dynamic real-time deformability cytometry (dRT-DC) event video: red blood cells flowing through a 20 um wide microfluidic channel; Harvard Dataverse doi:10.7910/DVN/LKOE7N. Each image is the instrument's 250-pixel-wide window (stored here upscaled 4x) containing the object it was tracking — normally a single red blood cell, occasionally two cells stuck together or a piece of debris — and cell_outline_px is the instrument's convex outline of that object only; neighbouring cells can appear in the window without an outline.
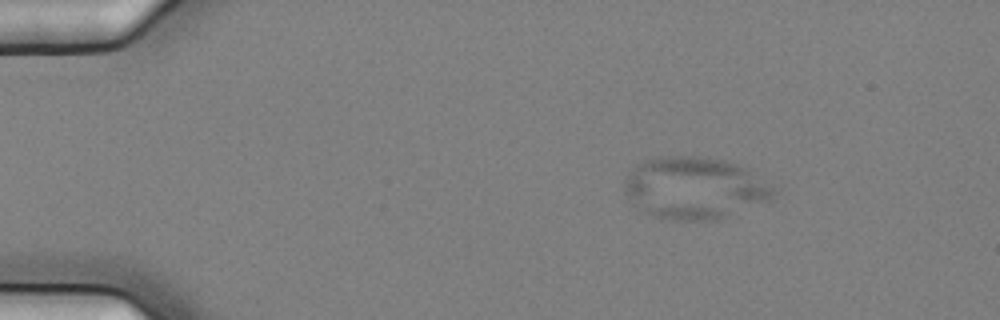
{"species": "common noctule bat (a hibernating species)", "species_latin": "Nyctalus noctula", "temperature_condition": "cold", "stored_images_in_passage": 5, "camera_frame_rate_fps": 3000, "um_per_image_px": 0.085, "animal": {"sex": "female", "body_mass_g": 25.1}, "frame": {"image": 1, "passage_image": 1, "time_ms": 0.0, "image_size_px": [1000, 320], "cell_outline_px": [[780, 188], [772, 200], [728, 216], [712, 220], [668, 220], [640, 212], [632, 204], [624, 192], [624, 180], [636, 164], [644, 160], [660, 156], [696, 156], [724, 160], [748, 168]], "centroid_in_image_um": [59.08, 15.99], "position_along_channel_um": 25.9, "area_um2": 54.97}}
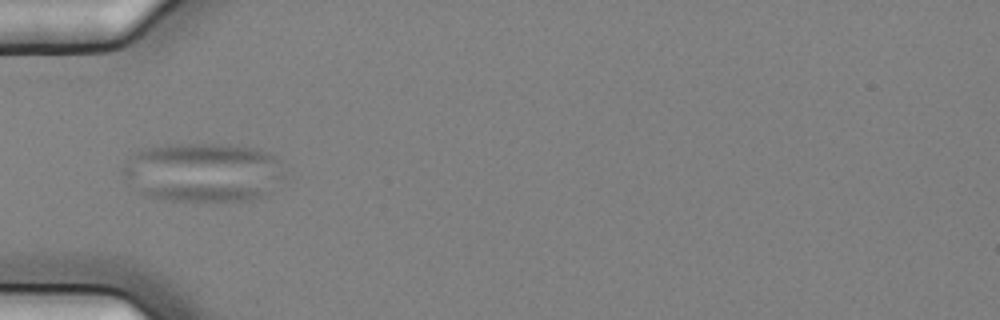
{"frame": {"image": 2, "passage_image": 4, "time_ms": 1.0, "image_size_px": [1000, 320], "cell_outline_px": [[284, 176], [272, 192], [268, 196], [256, 200], [164, 200], [144, 196], [136, 192], [132, 188], [120, 172], [124, 164], [136, 152], [148, 148], [168, 144], [236, 144], [256, 148], [268, 152], [280, 160]], "centroid_in_image_um": [17.28, 14.65], "position_along_channel_um": 67.7, "area_um2": 56.7}}
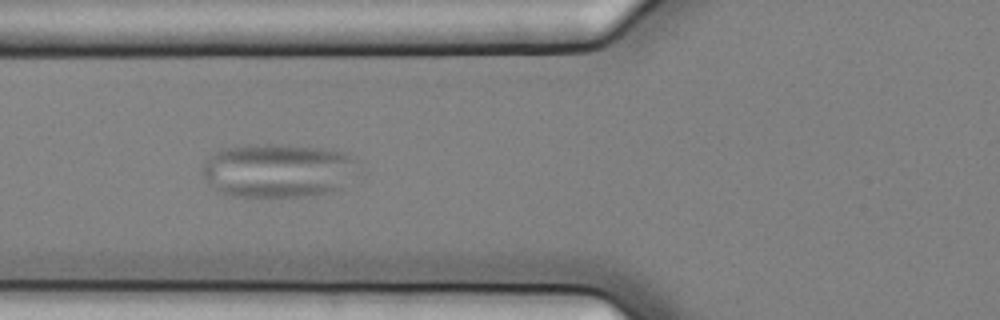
{"frame": {"image": 3, "passage_image": 5, "time_ms": 1.333, "image_size_px": [1000, 320], "cell_outline_px": [[360, 164], [340, 188], [328, 192], [300, 196], [232, 196], [216, 192], [208, 184], [204, 176], [204, 160], [208, 156], [220, 148], [244, 144], [288, 144], [320, 148], [340, 152], [352, 156], [360, 160]], "centroid_in_image_um": [23.56, 14.46], "position_along_channel_um": 102.2, "area_um2": 49.19}}